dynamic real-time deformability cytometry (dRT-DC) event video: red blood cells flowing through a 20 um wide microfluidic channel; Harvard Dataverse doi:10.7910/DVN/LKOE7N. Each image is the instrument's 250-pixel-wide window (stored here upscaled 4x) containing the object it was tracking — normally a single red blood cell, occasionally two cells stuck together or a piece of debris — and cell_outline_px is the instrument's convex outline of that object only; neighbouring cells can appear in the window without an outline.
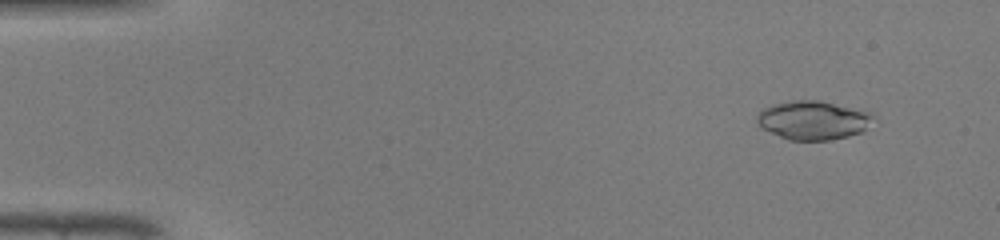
{"species": "common noctule bat (a hibernating species)", "species_latin": "Nyctalus noctula", "temperature_condition": "warm", "stored_images_in_passage": 43, "camera_frame_rate_fps": 3000, "um_per_image_px": 0.085, "animal": {"sex": "male", "body_mass_g": 19.0, "forearm_length_mm": 50.8}, "frame": {"image": 1, "passage_image": 1, "time_ms": 0.0, "image_size_px": [1000, 240], "cell_outline_px": [[876, 116], [860, 132], [848, 136], [828, 140], [788, 140], [764, 128], [756, 120], [756, 116], [764, 108], [772, 104], [792, 100], [816, 100], [872, 112]], "centroid_in_image_um": [69.11, 10.21], "position_along_channel_um": 15.9, "area_um2": 25.89}}
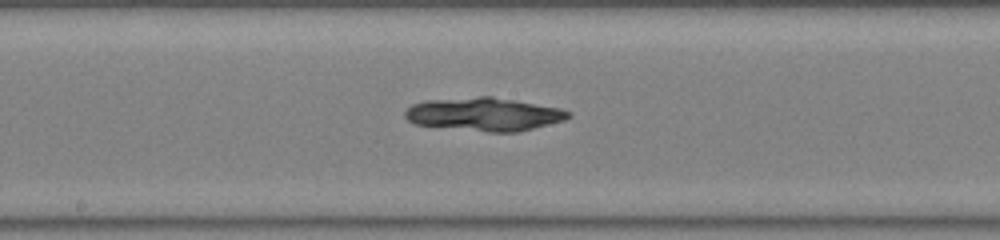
{"frame": {"image": 2, "passage_image": 22, "time_ms": 7.0, "image_size_px": [1000, 240], "cell_outline_px": [[572, 112], [564, 120], [516, 132], [488, 132], [416, 124], [408, 120], [404, 116], [404, 112], [412, 104], [428, 100], [480, 96], [492, 96], [560, 108]], "centroid_in_image_um": [41.14, 9.7], "position_along_channel_um": 207.1, "area_um2": 31.33}}
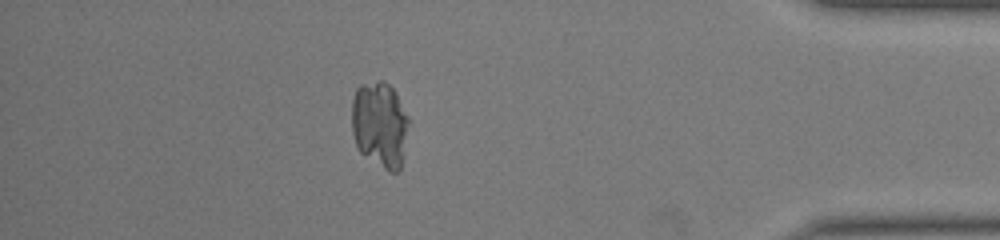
{"frame": {"image": 3, "passage_image": 38, "time_ms": 12.333, "image_size_px": [1000, 240], "cell_outline_px": [[408, 124], [404, 156], [400, 168], [396, 172], [388, 172], [360, 152], [356, 144], [352, 132], [352, 100], [356, 88], [360, 84], [380, 80], [384, 80], [396, 92], [408, 116]], "centroid_in_image_um": [32.28, 10.58], "position_along_channel_um": 402.9, "area_um2": 28.78}}